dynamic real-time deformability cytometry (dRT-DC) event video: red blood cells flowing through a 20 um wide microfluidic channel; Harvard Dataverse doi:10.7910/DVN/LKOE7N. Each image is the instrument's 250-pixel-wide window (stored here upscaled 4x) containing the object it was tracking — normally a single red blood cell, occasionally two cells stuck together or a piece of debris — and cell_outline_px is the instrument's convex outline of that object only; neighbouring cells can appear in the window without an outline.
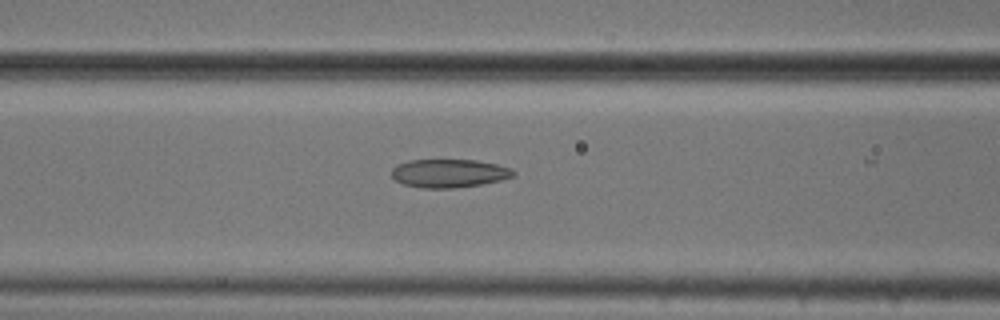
{"species": "common noctule bat (a hibernating species)", "species_latin": "Nyctalus noctula", "temperature_condition": "cold", "stored_images_in_passage": 23, "camera_frame_rate_fps": 3000, "um_per_image_px": 0.085, "animal": {"sex": "male", "body_mass_g": 20.5, "forearm_length_mm": 52.5}, "frame": {"image": 1, "passage_image": 22, "time_ms": 7.0, "image_size_px": [1000, 320], "cell_outline_px": [[516, 176], [500, 180], [480, 184], [452, 188], [420, 188], [404, 184], [396, 180], [392, 176], [392, 168], [396, 164], [408, 160], [476, 160], [496, 164], [512, 168], [516, 172]], "centroid_in_image_um": [38.18, 14.72], "position_along_channel_um": 128.4, "area_um2": 20.17}}